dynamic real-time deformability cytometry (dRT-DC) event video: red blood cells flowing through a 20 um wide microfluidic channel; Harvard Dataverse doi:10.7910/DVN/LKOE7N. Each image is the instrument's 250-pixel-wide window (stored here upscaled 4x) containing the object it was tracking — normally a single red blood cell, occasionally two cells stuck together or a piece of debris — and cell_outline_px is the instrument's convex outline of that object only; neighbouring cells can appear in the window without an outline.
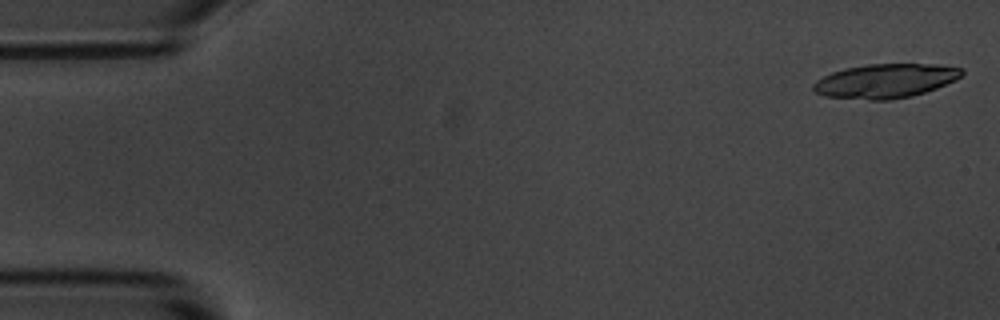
{"species": "common noctule bat (a hibernating species)", "species_latin": "Nyctalus noctula", "temperature_condition": "room temperature", "stored_images_in_passage": 5, "camera_frame_rate_fps": 3000, "um_per_image_px": 0.085, "animal": {"sex": "male", "body_mass_g": 20.1, "forearm_length_mm": 53.5}, "frame": {"image": 1, "passage_image": 1, "time_ms": 0.0, "image_size_px": [1000, 320], "cell_outline_px": [[964, 72], [960, 76], [936, 88], [912, 96], [888, 100], [868, 100], [824, 96], [816, 92], [812, 88], [812, 84], [816, 80], [832, 72], [844, 68], [868, 64], [940, 64], [964, 68]], "centroid_in_image_um": [75.24, 6.87], "position_along_channel_um": 9.8, "area_um2": 29.54}}